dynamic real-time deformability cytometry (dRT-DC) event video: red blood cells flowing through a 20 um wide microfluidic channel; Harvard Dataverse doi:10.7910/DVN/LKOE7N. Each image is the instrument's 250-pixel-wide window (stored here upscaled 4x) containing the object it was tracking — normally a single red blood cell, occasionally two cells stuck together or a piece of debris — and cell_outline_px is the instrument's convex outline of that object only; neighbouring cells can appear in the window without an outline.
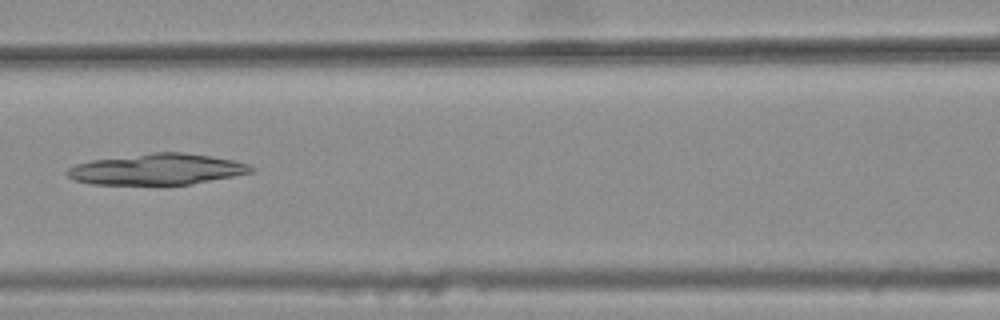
{"species": "common noctule bat (a hibernating species)", "species_latin": "Nyctalus noctula", "temperature_condition": "warm", "stored_images_in_passage": 8, "camera_frame_rate_fps": 3000, "um_per_image_px": 0.085, "animal": {"sex": "female", "body_mass_g": 25.1}, "frame": {"image": 1, "passage_image": 7, "time_ms": 2.0, "image_size_px": [1000, 320], "cell_outline_px": [[256, 168], [252, 172], [192, 184], [164, 188], [160, 188], [88, 184], [76, 180], [68, 176], [64, 172], [68, 168], [76, 164], [92, 160], [152, 152], [180, 152], [236, 160], [248, 164]], "centroid_in_image_um": [13.31, 14.44], "position_along_channel_um": 153.3, "area_um2": 34.62}}
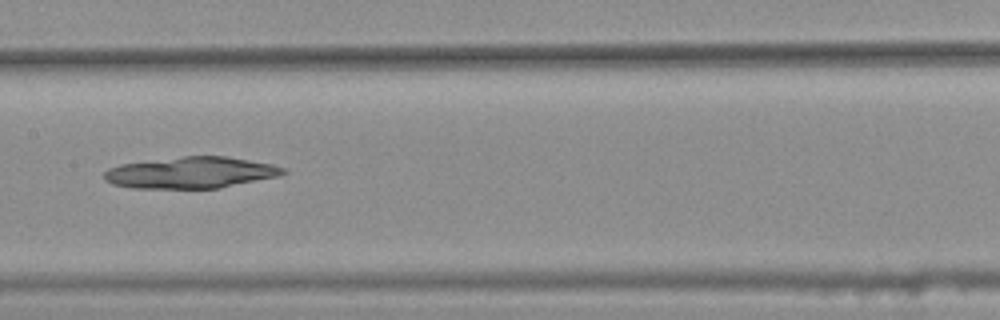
{"frame": {"image": 2, "passage_image": 8, "time_ms": 2.333, "image_size_px": [1000, 320], "cell_outline_px": [[288, 172], [280, 176], [220, 188], [132, 188], [112, 184], [104, 180], [104, 172], [108, 168], [120, 164], [184, 156], [224, 156], [272, 164], [288, 168]], "centroid_in_image_um": [16.25, 14.68], "position_along_channel_um": 191.1, "area_um2": 32.83}}